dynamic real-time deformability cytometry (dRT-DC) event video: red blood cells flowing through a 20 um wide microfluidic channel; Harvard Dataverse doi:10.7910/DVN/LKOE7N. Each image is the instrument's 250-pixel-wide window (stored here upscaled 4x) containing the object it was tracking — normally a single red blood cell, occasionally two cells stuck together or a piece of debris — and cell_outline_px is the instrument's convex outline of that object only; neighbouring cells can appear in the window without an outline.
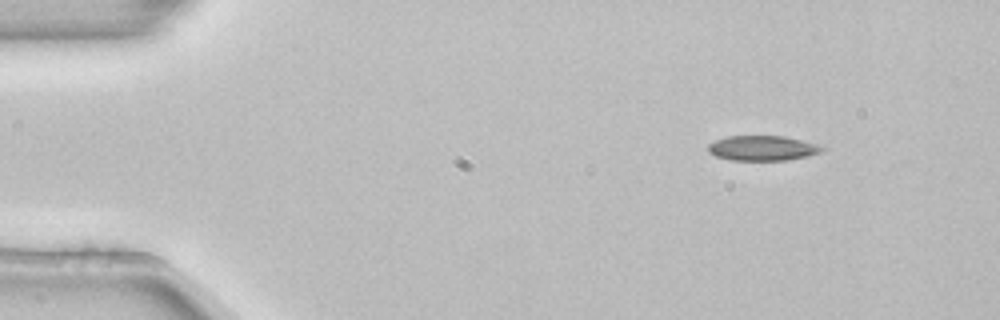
{"species": "common noctule bat (a hibernating species)", "species_latin": "Nyctalus noctula", "temperature_condition": "room temperature", "stored_images_in_passage": 5, "segment_of_instrument_passage": [2, 2], "camera_frame_rate_fps": 3000, "um_per_image_px": 0.085, "animal": {"sex": "female", "body_mass_g": 22.7, "forearm_length_mm": 54.2}, "frame": {"image": 1, "passage_image": 5, "time_ms": 1.333, "image_size_px": [1000, 320], "cell_outline_px": [[824, 148], [820, 152], [788, 160], [732, 160], [716, 156], [708, 152], [708, 144], [716, 140], [728, 136], [784, 136], [816, 144]], "centroid_in_image_um": [64.76, 12.59], "position_along_channel_um": 20.2, "area_um2": 16.3}}